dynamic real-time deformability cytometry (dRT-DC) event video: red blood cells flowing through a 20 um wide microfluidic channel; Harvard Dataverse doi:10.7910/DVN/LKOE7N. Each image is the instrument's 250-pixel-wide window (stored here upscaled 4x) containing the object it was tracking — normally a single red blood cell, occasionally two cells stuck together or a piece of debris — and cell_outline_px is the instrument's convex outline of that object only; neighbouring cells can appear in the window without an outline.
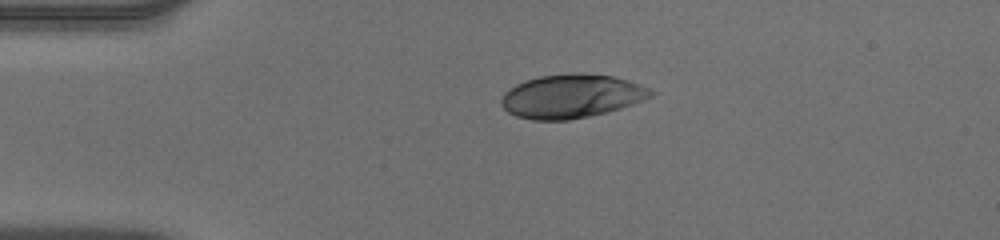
{"species": "human", "species_latin": "Homo sapiens", "temperature_condition": "warm", "stored_images_in_passage": 34, "camera_frame_rate_fps": 3000, "um_per_image_px": 0.085, "donor": {"sex": "male"}, "frame": {"image": 1, "passage_image": 1, "time_ms": 0.0, "image_size_px": [1000, 240], "cell_outline_px": [[656, 92], [652, 96], [644, 100], [608, 112], [568, 120], [532, 120], [516, 116], [508, 112], [500, 104], [500, 100], [504, 92], [508, 88], [516, 84], [540, 76], [576, 72], [580, 72], [612, 76], [628, 80], [652, 88]], "centroid_in_image_um": [48.59, 8.17], "position_along_channel_um": 36.4, "area_um2": 38.32}}
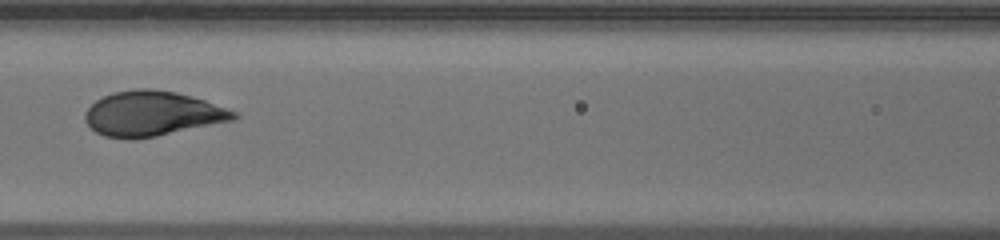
{"frame": {"image": 2, "passage_image": 13, "time_ms": 4.0, "image_size_px": [1000, 240], "cell_outline_px": [[240, 116], [232, 120], [156, 136], [104, 136], [96, 132], [84, 120], [84, 112], [96, 100], [112, 92], [136, 88], [152, 88], [176, 92], [192, 96], [204, 100], [236, 112]], "centroid_in_image_um": [12.93, 9.61], "position_along_channel_um": 153.7, "area_um2": 38.03}}
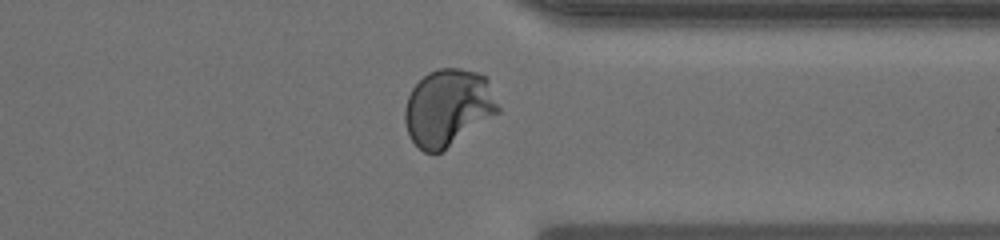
{"frame": {"image": 3, "passage_image": 30, "time_ms": 9.667, "image_size_px": [1000, 240], "cell_outline_px": [[500, 112], [440, 152], [424, 152], [412, 140], [408, 132], [404, 120], [404, 112], [408, 96], [412, 88], [428, 72], [440, 68], [460, 68], [476, 72], [488, 76], [500, 108]], "centroid_in_image_um": [38.11, 9.11], "position_along_channel_um": 373.3, "area_um2": 41.73}, "authors_computed_cell_mechanics": {"area_um2": 38.9572, "velocity_mm_per_s": 3.9272, "shape_relaxation_time_tau1_ms": 3.7258, "shape_relaxation_time_tau2_ms": null, "deformation_change_tau1": 0.2094, "deformation_change_tau2": null}}